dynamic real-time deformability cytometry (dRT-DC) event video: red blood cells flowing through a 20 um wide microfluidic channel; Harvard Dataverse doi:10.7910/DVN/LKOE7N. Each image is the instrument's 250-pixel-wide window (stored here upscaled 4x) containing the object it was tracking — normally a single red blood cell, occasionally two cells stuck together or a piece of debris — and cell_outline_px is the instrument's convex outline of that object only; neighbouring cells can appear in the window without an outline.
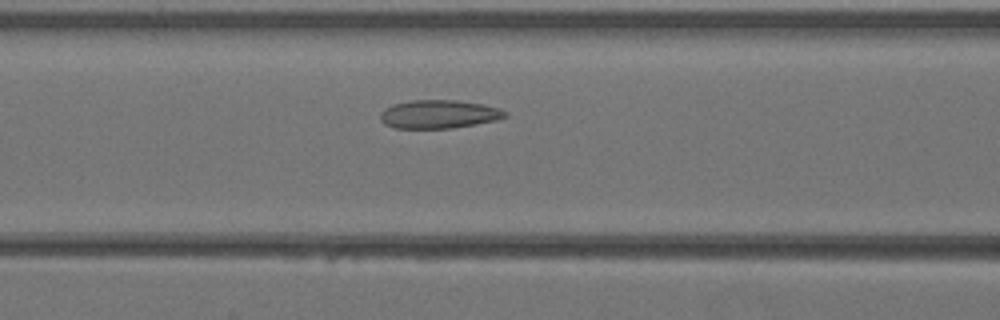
{"species": "Egyptian fruit bat (a non-hibernating species)", "species_latin": "Rousettus aegyptiacus", "temperature_condition": "warm", "stored_images_in_passage": 36, "camera_frame_rate_fps": 3000, "um_per_image_px": 0.085, "animal": {"sex": "female"}, "frame": {"image": 1, "passage_image": 12, "time_ms": 3.667, "image_size_px": [1000, 320], "cell_outline_px": [[508, 116], [496, 120], [452, 128], [392, 128], [384, 124], [380, 120], [380, 112], [384, 108], [392, 104], [408, 100], [456, 100], [484, 104], [500, 108], [508, 112]], "centroid_in_image_um": [37.28, 9.7], "position_along_channel_um": 129.3, "area_um2": 20.92}}
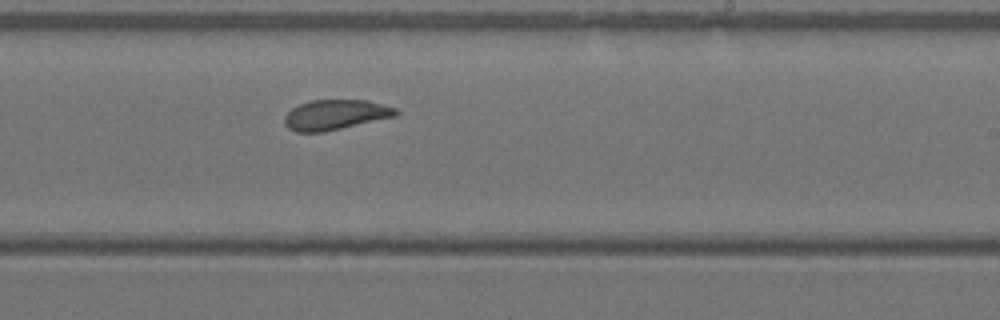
{"frame": {"image": 2, "passage_image": 20, "time_ms": 6.333, "image_size_px": [1000, 320], "cell_outline_px": [[400, 112], [396, 116], [324, 132], [296, 132], [288, 128], [284, 124], [284, 116], [292, 108], [300, 104], [312, 100], [368, 100], [396, 108]], "centroid_in_image_um": [28.5, 9.75], "position_along_channel_um": 260.5, "area_um2": 19.54}}
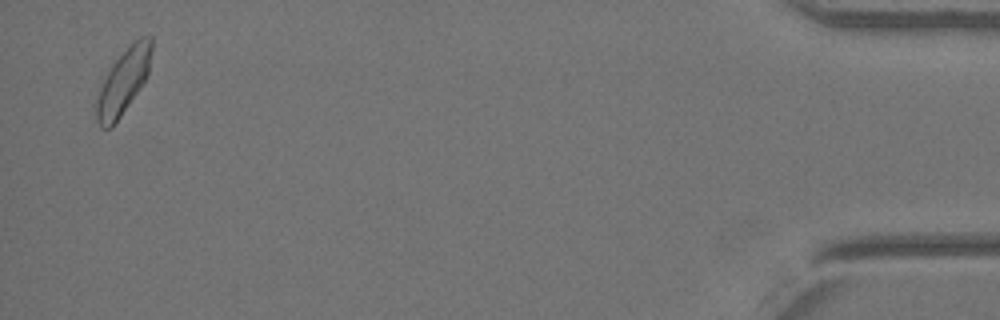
{"frame": {"image": 3, "passage_image": 35, "time_ms": 11.333, "image_size_px": [1000, 320], "cell_outline_px": [[152, 48], [148, 72], [140, 88], [112, 128], [100, 128], [96, 120], [92, 104], [104, 76], [112, 64], [128, 44], [132, 40], [140, 36], [152, 36]], "centroid_in_image_um": [10.41, 6.94], "position_along_channel_um": 424.8, "area_um2": 21.5}}